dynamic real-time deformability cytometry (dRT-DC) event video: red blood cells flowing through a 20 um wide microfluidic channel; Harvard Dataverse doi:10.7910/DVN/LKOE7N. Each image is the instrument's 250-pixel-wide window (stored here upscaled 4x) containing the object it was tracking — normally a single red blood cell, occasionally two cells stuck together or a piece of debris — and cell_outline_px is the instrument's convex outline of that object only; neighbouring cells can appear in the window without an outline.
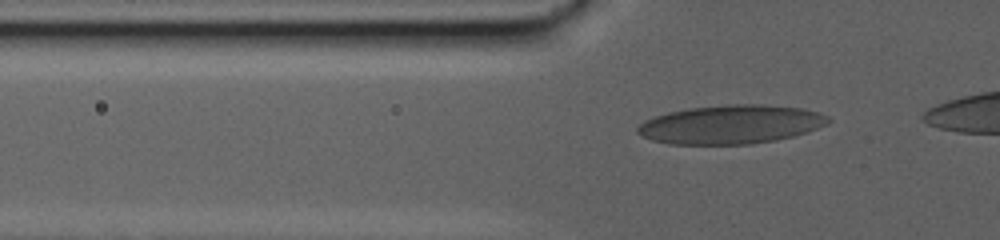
{"species": "human", "species_latin": "Homo sapiens", "temperature_condition": "warm", "stored_images_in_passage": 63, "camera_frame_rate_fps": 3000, "um_per_image_px": 0.085, "donor": {"sex": "male"}, "frame": {"image": 1, "passage_image": 6, "time_ms": 1.667, "image_size_px": [1000, 240], "cell_outline_px": [[832, 120], [828, 124], [808, 132], [776, 140], [752, 144], [668, 144], [652, 140], [640, 136], [636, 132], [636, 128], [644, 120], [668, 112], [688, 108], [728, 104], [760, 104], [800, 108], [820, 112], [828, 116]], "centroid_in_image_um": [62.12, 10.58], "position_along_channel_um": 63.7, "area_um2": 43.35}}
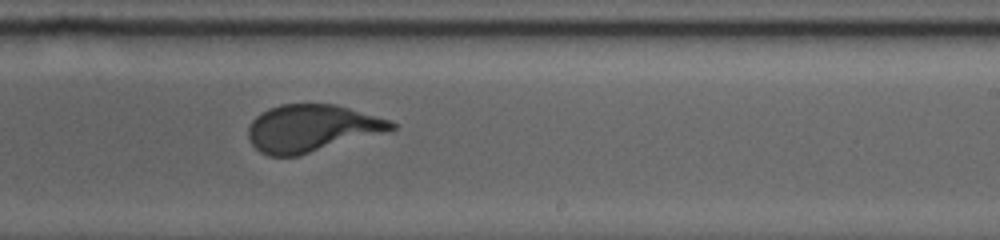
{"frame": {"image": 2, "passage_image": 36, "time_ms": 11.667, "image_size_px": [1000, 240], "cell_outline_px": [[396, 128], [388, 132], [300, 156], [268, 156], [260, 152], [252, 144], [248, 136], [248, 128], [252, 120], [260, 112], [268, 108], [280, 104], [336, 104], [392, 120], [396, 124]], "centroid_in_image_um": [26.52, 10.91], "position_along_channel_um": 262.5, "area_um2": 39.88}}
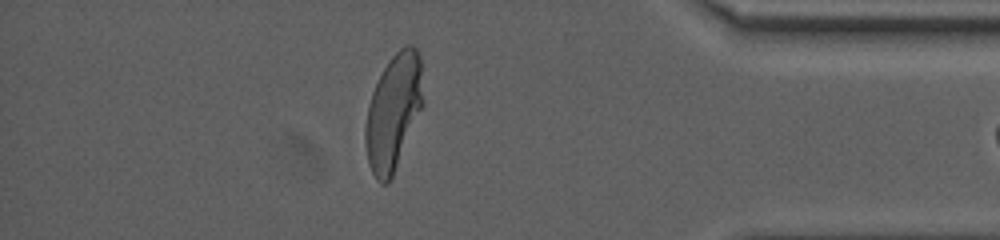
{"frame": {"image": 3, "passage_image": 60, "time_ms": 19.667, "image_size_px": [1000, 240], "cell_outline_px": [[424, 104], [392, 176], [388, 184], [380, 184], [376, 180], [368, 164], [364, 144], [364, 128], [368, 104], [372, 92], [388, 60], [400, 48], [408, 44], [412, 44], [416, 48], [420, 56]], "centroid_in_image_um": [33.43, 9.53], "position_along_channel_um": 401.8, "area_um2": 39.13}}